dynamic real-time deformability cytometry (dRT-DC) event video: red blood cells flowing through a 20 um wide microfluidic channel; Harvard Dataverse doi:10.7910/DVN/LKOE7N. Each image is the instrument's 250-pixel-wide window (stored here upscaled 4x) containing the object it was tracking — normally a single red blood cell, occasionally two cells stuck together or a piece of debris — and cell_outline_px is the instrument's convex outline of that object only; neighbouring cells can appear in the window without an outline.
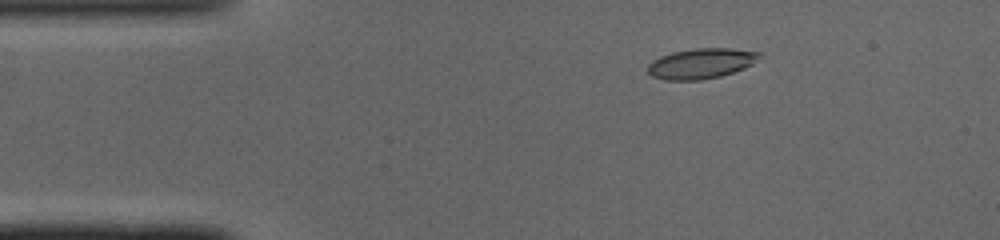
{"species": "common noctule bat (a hibernating species)", "species_latin": "Nyctalus noctula", "temperature_condition": "cold", "stored_images_in_passage": 44, "camera_frame_rate_fps": 3000, "um_per_image_px": 0.085, "animal": {"sex": "male", "body_mass_g": 19.0, "forearm_length_mm": 50.8}, "frame": {"image": 1, "passage_image": 3, "time_ms": 0.667, "image_size_px": [1000, 240], "cell_outline_px": [[760, 56], [752, 64], [744, 68], [720, 76], [700, 80], [664, 80], [652, 76], [648, 72], [648, 64], [652, 60], [660, 56], [672, 52], [696, 48], [728, 48], [760, 52]], "centroid_in_image_um": [59.56, 5.39], "position_along_channel_um": 25.4, "area_um2": 19.59}}
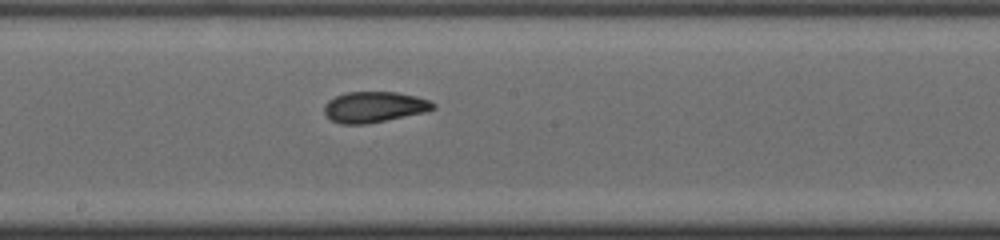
{"frame": {"image": 2, "passage_image": 21, "time_ms": 6.667, "image_size_px": [1000, 240], "cell_outline_px": [[436, 108], [424, 112], [368, 124], [340, 124], [332, 120], [324, 112], [324, 104], [328, 100], [336, 96], [348, 92], [396, 92], [416, 96], [428, 100], [436, 104]], "centroid_in_image_um": [31.8, 9.09], "position_along_channel_um": 216.4, "area_um2": 19.48}}
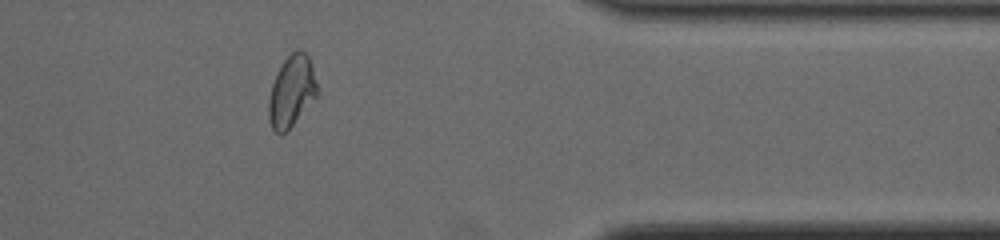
{"frame": {"image": 3, "passage_image": 35, "time_ms": 11.333, "image_size_px": [1000, 240], "cell_outline_px": [[316, 96], [288, 132], [280, 136], [272, 128], [268, 120], [268, 100], [272, 84], [276, 72], [284, 60], [296, 48], [300, 48], [308, 56], [312, 68], [316, 84]], "centroid_in_image_um": [24.74, 7.8], "position_along_channel_um": 386.7, "area_um2": 20.23}, "authors_computed_cell_mechanics": {"area_um2": 19.7098, "velocity_mm_per_s": 4.0982, "shape_relaxation_time_tau1_ms": 11.1013, "shape_relaxation_time_tau2_ms": 1.6404, "deformation_change_tau1": 0.2313, "deformation_change_tau2": 0.0517}}